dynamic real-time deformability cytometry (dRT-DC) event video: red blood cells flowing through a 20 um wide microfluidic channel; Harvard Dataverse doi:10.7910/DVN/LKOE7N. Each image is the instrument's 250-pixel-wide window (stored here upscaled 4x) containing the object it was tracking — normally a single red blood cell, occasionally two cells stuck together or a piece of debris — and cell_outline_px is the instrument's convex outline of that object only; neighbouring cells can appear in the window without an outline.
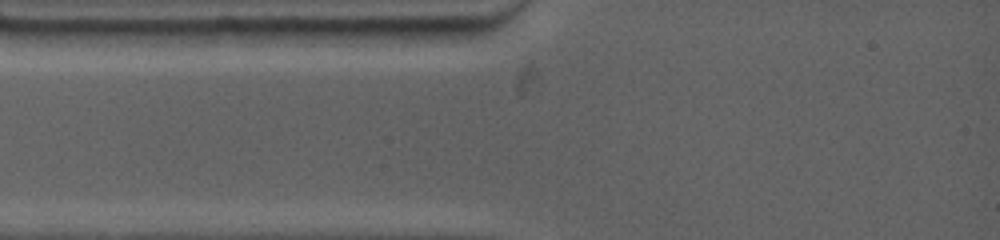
{"species": "common noctule bat (a hibernating species)", "species_latin": "Nyctalus noctula", "temperature_condition": "warm", "stored_images_in_passage": 3, "camera_frame_rate_fps": 4500, "um_per_image_px": 0.085, "animal": {"sex": "female", "body_mass_g": 19.0, "forearm_length_mm": 53.3}, "frame": {"image": 1, "passage_image": 1, "time_ms": 0.0, "image_size_px": [1000, 240], "cell_outline_px": [[472, 28], [464, 36], [452, 44], [352, 44], [340, 28]], "centroid_in_image_um": [34.39, 3.03], "position_along_channel_um": 50.6, "area_um2": 13.53}}